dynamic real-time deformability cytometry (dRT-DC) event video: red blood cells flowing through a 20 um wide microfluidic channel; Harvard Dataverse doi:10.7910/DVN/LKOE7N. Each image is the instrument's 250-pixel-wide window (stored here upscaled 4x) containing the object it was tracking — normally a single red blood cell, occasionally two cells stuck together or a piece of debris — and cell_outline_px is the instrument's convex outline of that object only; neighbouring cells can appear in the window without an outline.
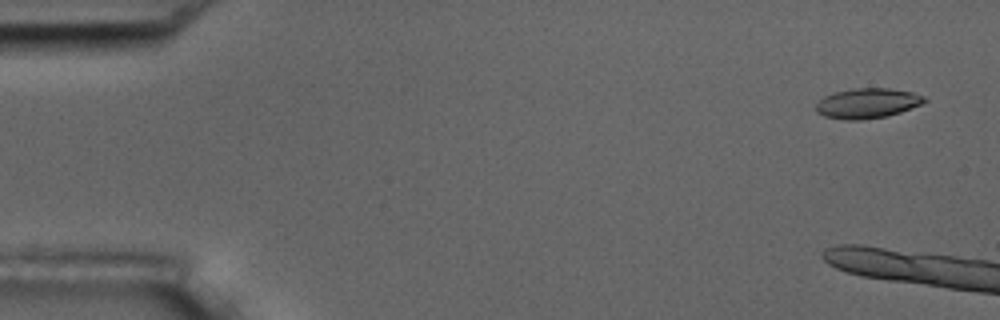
{"species": "common noctule bat (a hibernating species)", "species_latin": "Nyctalus noctula", "temperature_condition": "room temperature", "stored_images_in_passage": 6, "camera_frame_rate_fps": 3000, "um_per_image_px": 0.085, "animal": {"sex": "male", "body_mass_g": 17.5, "forearm_length_mm": 52.3}, "frame": {"image": 1, "passage_image": 1, "time_ms": 0.0, "image_size_px": [1000, 320], "cell_outline_px": [[928, 100], [920, 104], [900, 112], [884, 116], [860, 120], [844, 120], [824, 116], [816, 112], [816, 104], [824, 96], [836, 92], [852, 88], [888, 88], [912, 92], [924, 96]], "centroid_in_image_um": [73.7, 8.77], "position_along_channel_um": 11.3, "area_um2": 18.84}}